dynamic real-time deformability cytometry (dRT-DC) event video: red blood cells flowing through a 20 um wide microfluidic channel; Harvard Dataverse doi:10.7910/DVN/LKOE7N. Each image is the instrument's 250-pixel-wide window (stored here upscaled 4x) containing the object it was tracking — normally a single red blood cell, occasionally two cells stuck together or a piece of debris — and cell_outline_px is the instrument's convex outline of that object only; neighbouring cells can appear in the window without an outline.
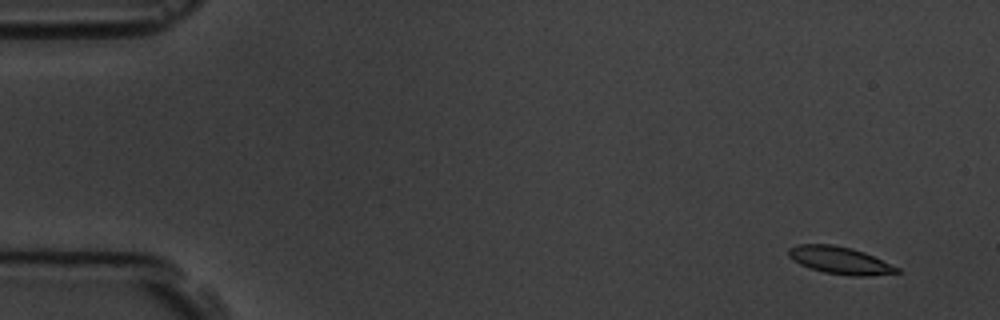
{"species": "common noctule bat (a hibernating species)", "species_latin": "Nyctalus noctula", "temperature_condition": "room temperature", "stored_images_in_passage": 7, "camera_frame_rate_fps": 3000, "um_per_image_px": 0.085, "animal": {"sex": "male", "body_mass_g": 19.5, "forearm_length_mm": 54.6}, "frame": {"image": 1, "passage_image": 1, "time_ms": 0.0, "image_size_px": [1000, 320], "cell_outline_px": [[900, 272], [868, 276], [852, 276], [824, 272], [808, 268], [792, 260], [788, 256], [788, 248], [796, 244], [832, 244], [852, 248], [864, 252], [900, 268]], "centroid_in_image_um": [71.35, 22.12], "position_along_channel_um": 13.6, "area_um2": 17.34}}
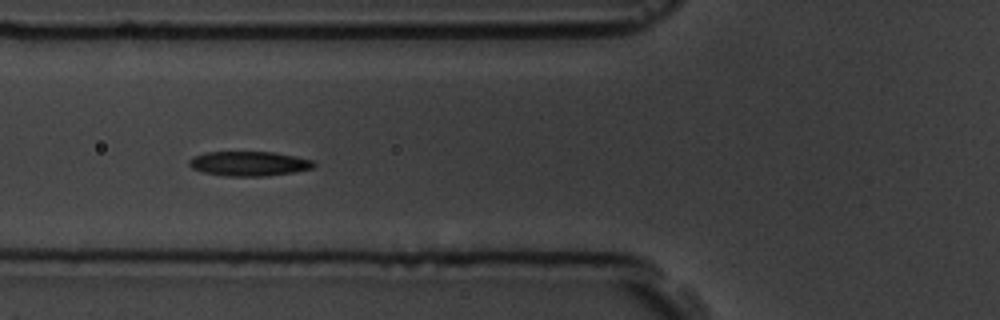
{"frame": {"image": 2, "passage_image": 6, "time_ms": 6.0, "image_size_px": [1000, 320], "cell_outline_px": [[316, 164], [312, 168], [292, 172], [264, 176], [228, 176], [204, 172], [192, 168], [188, 164], [188, 160], [192, 156], [204, 152], [272, 152], [296, 156], [312, 160]], "centroid_in_image_um": [21.13, 13.9], "position_along_channel_um": 104.7, "area_um2": 17.8}}
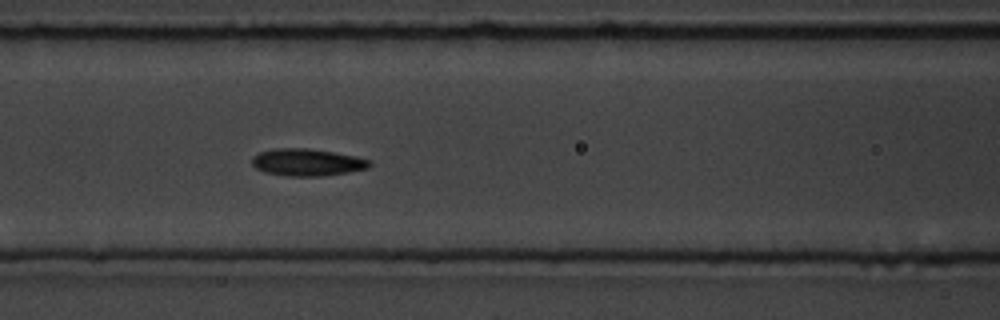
{"frame": {"image": 3, "passage_image": 7, "time_ms": 7.0, "image_size_px": [1000, 320], "cell_outline_px": [[372, 164], [368, 168], [348, 172], [320, 176], [288, 176], [264, 172], [256, 168], [252, 164], [252, 156], [260, 152], [276, 148], [308, 148], [356, 156], [368, 160]], "centroid_in_image_um": [26.08, 13.79], "position_along_channel_um": 140.5, "area_um2": 18.5}}